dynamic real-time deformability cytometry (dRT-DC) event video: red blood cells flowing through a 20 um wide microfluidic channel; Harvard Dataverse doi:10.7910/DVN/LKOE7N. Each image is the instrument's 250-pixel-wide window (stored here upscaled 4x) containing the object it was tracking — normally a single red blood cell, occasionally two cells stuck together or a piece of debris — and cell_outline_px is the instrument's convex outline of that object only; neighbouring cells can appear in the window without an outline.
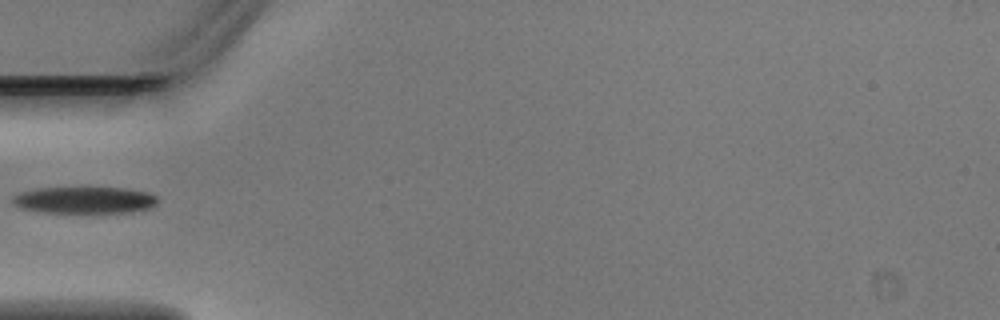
{"species": "Egyptian fruit bat (a non-hibernating species)", "species_latin": "Rousettus aegyptiacus", "temperature_condition": "warm", "stored_images_in_passage": 4, "camera_frame_rate_fps": 3000, "um_per_image_px": 0.085, "animal": {"sex": "male"}, "frame": {"image": 1, "passage_image": 4, "time_ms": 1.0, "image_size_px": [1000, 320], "cell_outline_px": [[156, 204], [148, 208], [128, 212], [40, 212], [20, 208], [12, 204], [12, 196], [24, 192], [40, 188], [124, 188], [148, 192], [156, 196]], "centroid_in_image_um": [7.16, 17.01], "position_along_channel_um": 77.8, "area_um2": 22.25}}